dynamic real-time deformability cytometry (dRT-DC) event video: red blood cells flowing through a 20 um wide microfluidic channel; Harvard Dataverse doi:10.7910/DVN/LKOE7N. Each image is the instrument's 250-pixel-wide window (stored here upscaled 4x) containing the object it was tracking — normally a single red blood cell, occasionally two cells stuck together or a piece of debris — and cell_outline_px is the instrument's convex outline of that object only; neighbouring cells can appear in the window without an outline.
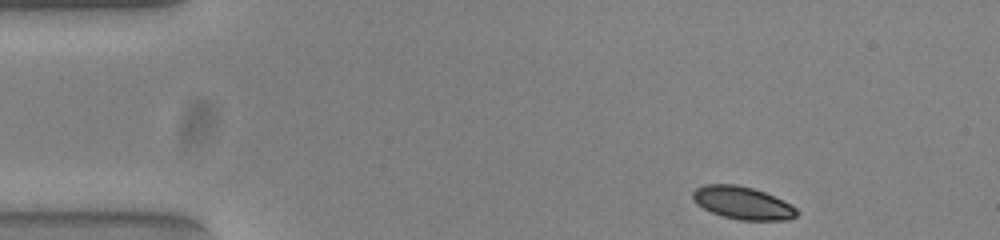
{"species": "common noctule bat (a hibernating species)", "species_latin": "Nyctalus noctula", "temperature_condition": "warm", "stored_images_in_passage": 48, "camera_frame_rate_fps": 3000, "um_per_image_px": 0.085, "animal": {"sex": "female", "body_mass_g": 23.0, "forearm_length_mm": 53.4}, "frame": {"image": 1, "passage_image": 1, "time_ms": 0.0, "image_size_px": [1000, 240], "cell_outline_px": [[800, 212], [796, 216], [788, 220], [740, 220], [724, 216], [712, 212], [696, 204], [692, 196], [692, 192], [696, 188], [704, 184], [736, 184], [752, 188], [764, 192], [792, 204]], "centroid_in_image_um": [63.13, 17.24], "position_along_channel_um": 21.9, "area_um2": 19.83}}
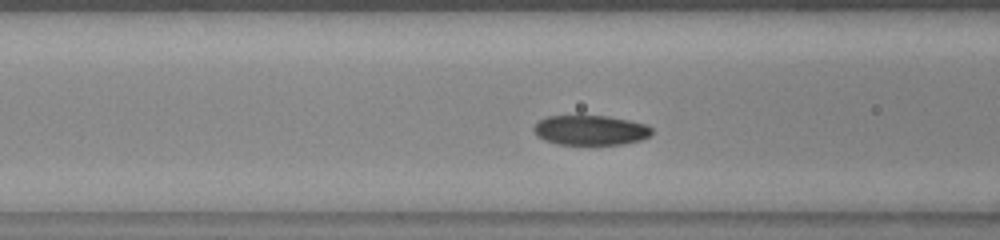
{"frame": {"image": 2, "passage_image": 15, "time_ms": 4.667, "image_size_px": [1000, 240], "cell_outline_px": [[652, 132], [648, 136], [640, 140], [620, 144], [556, 144], [544, 140], [536, 136], [532, 128], [540, 120], [548, 116], [608, 116], [648, 124], [652, 128]], "centroid_in_image_um": [50.17, 11.06], "position_along_channel_um": 116.4, "area_um2": 20.46}}
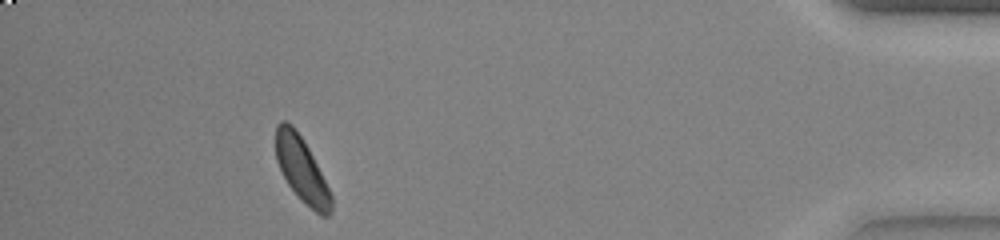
{"frame": {"image": 3, "passage_image": 43, "time_ms": 14.0, "image_size_px": [1000, 240], "cell_outline_px": [[332, 212], [328, 216], [320, 216], [288, 184], [276, 160], [276, 124], [280, 120], [284, 120], [292, 124], [304, 140], [332, 196]], "centroid_in_image_um": [25.63, 14.36], "position_along_channel_um": 409.6, "area_um2": 20.35}, "authors_computed_cell_mechanics": {"area_um2": 21.0392, "velocity_mm_per_s": 3.7868, "shape_relaxation_time_tau1_ms": 1.3614, "shape_relaxation_time_tau2_ms": 8.7067, "deformation_change_tau1": 0.0787, "deformation_change_tau2": 0.1252}}